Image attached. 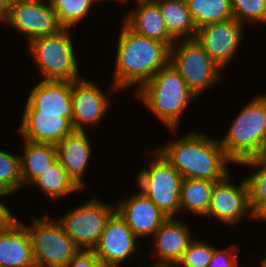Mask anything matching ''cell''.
<instances>
[{
	"label": "cell",
	"instance_id": "obj_1",
	"mask_svg": "<svg viewBox=\"0 0 266 267\" xmlns=\"http://www.w3.org/2000/svg\"><path fill=\"white\" fill-rule=\"evenodd\" d=\"M117 43L112 90L139 83L140 89L170 63V47L159 40L140 36L124 23Z\"/></svg>",
	"mask_w": 266,
	"mask_h": 267
},
{
	"label": "cell",
	"instance_id": "obj_2",
	"mask_svg": "<svg viewBox=\"0 0 266 267\" xmlns=\"http://www.w3.org/2000/svg\"><path fill=\"white\" fill-rule=\"evenodd\" d=\"M157 151L185 178L220 181L228 174L225 154L219 140L198 134H186L174 143Z\"/></svg>",
	"mask_w": 266,
	"mask_h": 267
},
{
	"label": "cell",
	"instance_id": "obj_3",
	"mask_svg": "<svg viewBox=\"0 0 266 267\" xmlns=\"http://www.w3.org/2000/svg\"><path fill=\"white\" fill-rule=\"evenodd\" d=\"M136 94L172 131L178 127L182 112L196 97L171 63L161 68Z\"/></svg>",
	"mask_w": 266,
	"mask_h": 267
},
{
	"label": "cell",
	"instance_id": "obj_4",
	"mask_svg": "<svg viewBox=\"0 0 266 267\" xmlns=\"http://www.w3.org/2000/svg\"><path fill=\"white\" fill-rule=\"evenodd\" d=\"M232 163L265 156L266 154V95L248 103L224 136L219 140Z\"/></svg>",
	"mask_w": 266,
	"mask_h": 267
},
{
	"label": "cell",
	"instance_id": "obj_5",
	"mask_svg": "<svg viewBox=\"0 0 266 267\" xmlns=\"http://www.w3.org/2000/svg\"><path fill=\"white\" fill-rule=\"evenodd\" d=\"M70 28H61L56 33L34 38L29 42L42 80L76 81L78 74L74 47L69 36Z\"/></svg>",
	"mask_w": 266,
	"mask_h": 267
},
{
	"label": "cell",
	"instance_id": "obj_6",
	"mask_svg": "<svg viewBox=\"0 0 266 267\" xmlns=\"http://www.w3.org/2000/svg\"><path fill=\"white\" fill-rule=\"evenodd\" d=\"M149 169L137 176L140 191L167 217L179 212L180 190L183 176L155 150Z\"/></svg>",
	"mask_w": 266,
	"mask_h": 267
},
{
	"label": "cell",
	"instance_id": "obj_7",
	"mask_svg": "<svg viewBox=\"0 0 266 267\" xmlns=\"http://www.w3.org/2000/svg\"><path fill=\"white\" fill-rule=\"evenodd\" d=\"M36 267H65L81 249L65 232L59 221L49 217L33 219L27 227Z\"/></svg>",
	"mask_w": 266,
	"mask_h": 267
},
{
	"label": "cell",
	"instance_id": "obj_8",
	"mask_svg": "<svg viewBox=\"0 0 266 267\" xmlns=\"http://www.w3.org/2000/svg\"><path fill=\"white\" fill-rule=\"evenodd\" d=\"M178 44L176 42L170 47V63L198 96L218 82L221 67L205 52L196 38L180 40Z\"/></svg>",
	"mask_w": 266,
	"mask_h": 267
},
{
	"label": "cell",
	"instance_id": "obj_9",
	"mask_svg": "<svg viewBox=\"0 0 266 267\" xmlns=\"http://www.w3.org/2000/svg\"><path fill=\"white\" fill-rule=\"evenodd\" d=\"M112 207V208H111ZM116 208L97 199L85 202L58 221L65 232L82 249H93Z\"/></svg>",
	"mask_w": 266,
	"mask_h": 267
},
{
	"label": "cell",
	"instance_id": "obj_10",
	"mask_svg": "<svg viewBox=\"0 0 266 267\" xmlns=\"http://www.w3.org/2000/svg\"><path fill=\"white\" fill-rule=\"evenodd\" d=\"M49 2L42 0H16L3 19L28 40L56 33L59 25L56 13ZM48 3V4H47Z\"/></svg>",
	"mask_w": 266,
	"mask_h": 267
},
{
	"label": "cell",
	"instance_id": "obj_11",
	"mask_svg": "<svg viewBox=\"0 0 266 267\" xmlns=\"http://www.w3.org/2000/svg\"><path fill=\"white\" fill-rule=\"evenodd\" d=\"M243 27L244 24L233 17L199 28L195 38L222 68L227 66L237 53L243 36Z\"/></svg>",
	"mask_w": 266,
	"mask_h": 267
},
{
	"label": "cell",
	"instance_id": "obj_12",
	"mask_svg": "<svg viewBox=\"0 0 266 267\" xmlns=\"http://www.w3.org/2000/svg\"><path fill=\"white\" fill-rule=\"evenodd\" d=\"M245 214L252 216L247 179H243L236 187L230 183L228 173L223 179L214 183L207 217L212 216L222 223L231 225L240 221Z\"/></svg>",
	"mask_w": 266,
	"mask_h": 267
},
{
	"label": "cell",
	"instance_id": "obj_13",
	"mask_svg": "<svg viewBox=\"0 0 266 267\" xmlns=\"http://www.w3.org/2000/svg\"><path fill=\"white\" fill-rule=\"evenodd\" d=\"M24 114H61L73 124L72 82L40 80L30 91Z\"/></svg>",
	"mask_w": 266,
	"mask_h": 267
},
{
	"label": "cell",
	"instance_id": "obj_14",
	"mask_svg": "<svg viewBox=\"0 0 266 267\" xmlns=\"http://www.w3.org/2000/svg\"><path fill=\"white\" fill-rule=\"evenodd\" d=\"M136 238L127 223L115 212L108 220L93 251L103 266L120 267L137 250Z\"/></svg>",
	"mask_w": 266,
	"mask_h": 267
},
{
	"label": "cell",
	"instance_id": "obj_15",
	"mask_svg": "<svg viewBox=\"0 0 266 267\" xmlns=\"http://www.w3.org/2000/svg\"><path fill=\"white\" fill-rule=\"evenodd\" d=\"M110 101L95 83L72 81L73 127L75 131H86L84 124L96 125L104 117ZM83 123V124H82Z\"/></svg>",
	"mask_w": 266,
	"mask_h": 267
},
{
	"label": "cell",
	"instance_id": "obj_16",
	"mask_svg": "<svg viewBox=\"0 0 266 267\" xmlns=\"http://www.w3.org/2000/svg\"><path fill=\"white\" fill-rule=\"evenodd\" d=\"M116 212L127 223L134 235L138 237L152 236L168 218L141 191L122 200Z\"/></svg>",
	"mask_w": 266,
	"mask_h": 267
},
{
	"label": "cell",
	"instance_id": "obj_17",
	"mask_svg": "<svg viewBox=\"0 0 266 267\" xmlns=\"http://www.w3.org/2000/svg\"><path fill=\"white\" fill-rule=\"evenodd\" d=\"M156 264L176 267L193 240L190 230L180 220L168 217L153 235Z\"/></svg>",
	"mask_w": 266,
	"mask_h": 267
},
{
	"label": "cell",
	"instance_id": "obj_18",
	"mask_svg": "<svg viewBox=\"0 0 266 267\" xmlns=\"http://www.w3.org/2000/svg\"><path fill=\"white\" fill-rule=\"evenodd\" d=\"M74 131L73 124L61 114H24L20 126L25 140L53 145Z\"/></svg>",
	"mask_w": 266,
	"mask_h": 267
},
{
	"label": "cell",
	"instance_id": "obj_19",
	"mask_svg": "<svg viewBox=\"0 0 266 267\" xmlns=\"http://www.w3.org/2000/svg\"><path fill=\"white\" fill-rule=\"evenodd\" d=\"M136 5L137 9L126 15L123 23L134 33L171 47L175 40L168 34L159 4L155 0H139Z\"/></svg>",
	"mask_w": 266,
	"mask_h": 267
},
{
	"label": "cell",
	"instance_id": "obj_20",
	"mask_svg": "<svg viewBox=\"0 0 266 267\" xmlns=\"http://www.w3.org/2000/svg\"><path fill=\"white\" fill-rule=\"evenodd\" d=\"M57 159L75 184L83 189L82 176L88 166L91 155V145L85 131H74L57 145Z\"/></svg>",
	"mask_w": 266,
	"mask_h": 267
},
{
	"label": "cell",
	"instance_id": "obj_21",
	"mask_svg": "<svg viewBox=\"0 0 266 267\" xmlns=\"http://www.w3.org/2000/svg\"><path fill=\"white\" fill-rule=\"evenodd\" d=\"M0 267H36L31 238L21 221L0 232Z\"/></svg>",
	"mask_w": 266,
	"mask_h": 267
},
{
	"label": "cell",
	"instance_id": "obj_22",
	"mask_svg": "<svg viewBox=\"0 0 266 267\" xmlns=\"http://www.w3.org/2000/svg\"><path fill=\"white\" fill-rule=\"evenodd\" d=\"M24 148L20 156L22 187L32 185L57 160L56 145L26 140Z\"/></svg>",
	"mask_w": 266,
	"mask_h": 267
},
{
	"label": "cell",
	"instance_id": "obj_23",
	"mask_svg": "<svg viewBox=\"0 0 266 267\" xmlns=\"http://www.w3.org/2000/svg\"><path fill=\"white\" fill-rule=\"evenodd\" d=\"M163 16L168 34L179 41L193 39L197 34V27L184 0H155Z\"/></svg>",
	"mask_w": 266,
	"mask_h": 267
},
{
	"label": "cell",
	"instance_id": "obj_24",
	"mask_svg": "<svg viewBox=\"0 0 266 267\" xmlns=\"http://www.w3.org/2000/svg\"><path fill=\"white\" fill-rule=\"evenodd\" d=\"M214 181L185 178L181 184L179 211L207 216Z\"/></svg>",
	"mask_w": 266,
	"mask_h": 267
},
{
	"label": "cell",
	"instance_id": "obj_25",
	"mask_svg": "<svg viewBox=\"0 0 266 267\" xmlns=\"http://www.w3.org/2000/svg\"><path fill=\"white\" fill-rule=\"evenodd\" d=\"M197 29L233 18L231 0H185Z\"/></svg>",
	"mask_w": 266,
	"mask_h": 267
},
{
	"label": "cell",
	"instance_id": "obj_26",
	"mask_svg": "<svg viewBox=\"0 0 266 267\" xmlns=\"http://www.w3.org/2000/svg\"><path fill=\"white\" fill-rule=\"evenodd\" d=\"M32 185L40 187L45 194L53 199L61 198L67 193L80 189L69 177L58 159Z\"/></svg>",
	"mask_w": 266,
	"mask_h": 267
},
{
	"label": "cell",
	"instance_id": "obj_27",
	"mask_svg": "<svg viewBox=\"0 0 266 267\" xmlns=\"http://www.w3.org/2000/svg\"><path fill=\"white\" fill-rule=\"evenodd\" d=\"M95 0H50L57 21L63 28L74 26L84 18Z\"/></svg>",
	"mask_w": 266,
	"mask_h": 267
},
{
	"label": "cell",
	"instance_id": "obj_28",
	"mask_svg": "<svg viewBox=\"0 0 266 267\" xmlns=\"http://www.w3.org/2000/svg\"><path fill=\"white\" fill-rule=\"evenodd\" d=\"M240 164L252 166L254 169L256 166L260 167L259 171L246 178L249 186V204L253 212L263 201H266V157L247 159Z\"/></svg>",
	"mask_w": 266,
	"mask_h": 267
},
{
	"label": "cell",
	"instance_id": "obj_29",
	"mask_svg": "<svg viewBox=\"0 0 266 267\" xmlns=\"http://www.w3.org/2000/svg\"><path fill=\"white\" fill-rule=\"evenodd\" d=\"M22 188L20 156L0 150V191L11 194Z\"/></svg>",
	"mask_w": 266,
	"mask_h": 267
},
{
	"label": "cell",
	"instance_id": "obj_30",
	"mask_svg": "<svg viewBox=\"0 0 266 267\" xmlns=\"http://www.w3.org/2000/svg\"><path fill=\"white\" fill-rule=\"evenodd\" d=\"M234 18L240 23H266V0H231Z\"/></svg>",
	"mask_w": 266,
	"mask_h": 267
},
{
	"label": "cell",
	"instance_id": "obj_31",
	"mask_svg": "<svg viewBox=\"0 0 266 267\" xmlns=\"http://www.w3.org/2000/svg\"><path fill=\"white\" fill-rule=\"evenodd\" d=\"M215 249L216 247L206 242L197 239L192 240L177 265L181 267H208Z\"/></svg>",
	"mask_w": 266,
	"mask_h": 267
},
{
	"label": "cell",
	"instance_id": "obj_32",
	"mask_svg": "<svg viewBox=\"0 0 266 267\" xmlns=\"http://www.w3.org/2000/svg\"><path fill=\"white\" fill-rule=\"evenodd\" d=\"M102 263L93 249H80L65 267H101Z\"/></svg>",
	"mask_w": 266,
	"mask_h": 267
},
{
	"label": "cell",
	"instance_id": "obj_33",
	"mask_svg": "<svg viewBox=\"0 0 266 267\" xmlns=\"http://www.w3.org/2000/svg\"><path fill=\"white\" fill-rule=\"evenodd\" d=\"M231 249H218L214 250V255L208 267H238V260L234 250Z\"/></svg>",
	"mask_w": 266,
	"mask_h": 267
},
{
	"label": "cell",
	"instance_id": "obj_34",
	"mask_svg": "<svg viewBox=\"0 0 266 267\" xmlns=\"http://www.w3.org/2000/svg\"><path fill=\"white\" fill-rule=\"evenodd\" d=\"M10 195L8 193L1 192V196ZM16 222L17 218L11 213V211L5 206L4 203L0 201V232L7 231L10 229Z\"/></svg>",
	"mask_w": 266,
	"mask_h": 267
},
{
	"label": "cell",
	"instance_id": "obj_35",
	"mask_svg": "<svg viewBox=\"0 0 266 267\" xmlns=\"http://www.w3.org/2000/svg\"><path fill=\"white\" fill-rule=\"evenodd\" d=\"M16 0H0V21H2L10 11Z\"/></svg>",
	"mask_w": 266,
	"mask_h": 267
},
{
	"label": "cell",
	"instance_id": "obj_36",
	"mask_svg": "<svg viewBox=\"0 0 266 267\" xmlns=\"http://www.w3.org/2000/svg\"><path fill=\"white\" fill-rule=\"evenodd\" d=\"M252 218L266 220V201H263L253 212Z\"/></svg>",
	"mask_w": 266,
	"mask_h": 267
},
{
	"label": "cell",
	"instance_id": "obj_37",
	"mask_svg": "<svg viewBox=\"0 0 266 267\" xmlns=\"http://www.w3.org/2000/svg\"><path fill=\"white\" fill-rule=\"evenodd\" d=\"M260 267H266V257H264L263 261H261Z\"/></svg>",
	"mask_w": 266,
	"mask_h": 267
},
{
	"label": "cell",
	"instance_id": "obj_38",
	"mask_svg": "<svg viewBox=\"0 0 266 267\" xmlns=\"http://www.w3.org/2000/svg\"><path fill=\"white\" fill-rule=\"evenodd\" d=\"M150 267H168V266H165V265H160V264H155L153 266H150Z\"/></svg>",
	"mask_w": 266,
	"mask_h": 267
},
{
	"label": "cell",
	"instance_id": "obj_39",
	"mask_svg": "<svg viewBox=\"0 0 266 267\" xmlns=\"http://www.w3.org/2000/svg\"><path fill=\"white\" fill-rule=\"evenodd\" d=\"M102 2V1H105V0H95V2ZM108 1V0H107ZM122 2H127V0H121Z\"/></svg>",
	"mask_w": 266,
	"mask_h": 267
},
{
	"label": "cell",
	"instance_id": "obj_40",
	"mask_svg": "<svg viewBox=\"0 0 266 267\" xmlns=\"http://www.w3.org/2000/svg\"><path fill=\"white\" fill-rule=\"evenodd\" d=\"M101 267H116V266H103V265H102Z\"/></svg>",
	"mask_w": 266,
	"mask_h": 267
}]
</instances>
